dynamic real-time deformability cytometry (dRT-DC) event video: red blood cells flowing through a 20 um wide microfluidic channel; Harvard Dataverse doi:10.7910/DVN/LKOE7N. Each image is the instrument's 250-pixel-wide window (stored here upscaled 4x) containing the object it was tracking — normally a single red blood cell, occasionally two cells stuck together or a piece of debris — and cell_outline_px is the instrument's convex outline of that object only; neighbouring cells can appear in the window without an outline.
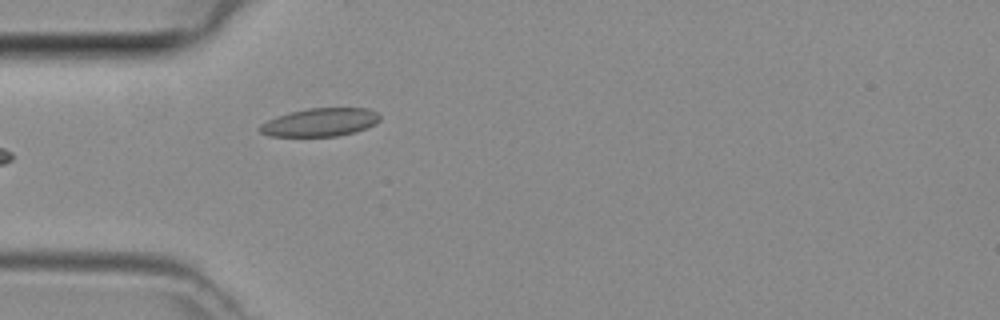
{"species": "common noctule bat (a hibernating species)", "species_latin": "Nyctalus noctula", "temperature_condition": "room temperature", "stored_images_in_passage": 4, "camera_frame_rate_fps": 3000, "um_per_image_px": 0.085, "animal": {"sex": "female", "body_mass_g": 29.2, "forearm_length_mm": 56.3}, "frame": {"image": 1, "passage_image": 4, "time_ms": 1.0, "image_size_px": [1000, 320], "cell_outline_px": [[380, 120], [376, 124], [352, 132], [336, 136], [268, 136], [260, 132], [256, 128], [260, 124], [276, 116], [308, 108], [368, 108], [376, 112], [380, 116]], "centroid_in_image_um": [27.17, 10.39], "position_along_channel_um": 57.8, "area_um2": 19.65}}